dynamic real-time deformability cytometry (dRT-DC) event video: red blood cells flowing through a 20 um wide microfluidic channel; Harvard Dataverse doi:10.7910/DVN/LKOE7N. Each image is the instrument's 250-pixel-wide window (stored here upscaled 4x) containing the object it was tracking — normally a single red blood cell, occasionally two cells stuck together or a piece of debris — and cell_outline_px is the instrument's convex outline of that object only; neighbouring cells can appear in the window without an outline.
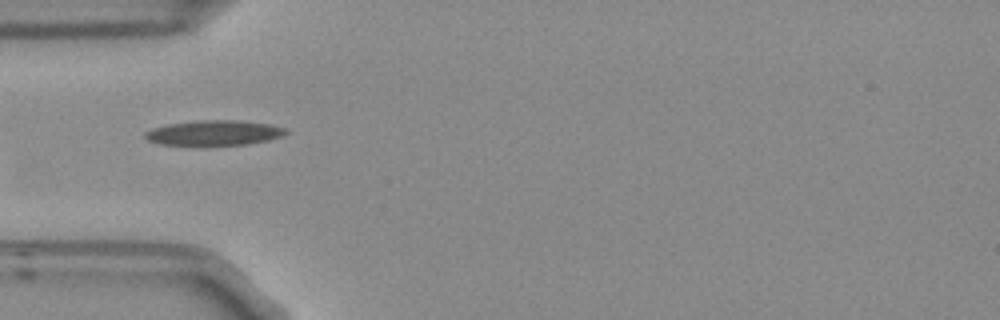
{"species": "Egyptian fruit bat (a non-hibernating species)", "species_latin": "Rousettus aegyptiacus", "temperature_condition": "room temperature", "stored_images_in_passage": 7, "camera_frame_rate_fps": 3000, "um_per_image_px": 0.085, "frame": {"image": 1, "passage_image": 4, "time_ms": 1.0, "image_size_px": [1000, 320], "cell_outline_px": [[288, 132], [280, 136], [268, 140], [248, 144], [160, 144], [148, 140], [144, 136], [144, 132], [152, 128], [168, 124], [200, 120], [240, 120], [272, 124], [284, 128]], "centroid_in_image_um": [18.2, 11.27], "position_along_channel_um": 66.8, "area_um2": 20.23}}